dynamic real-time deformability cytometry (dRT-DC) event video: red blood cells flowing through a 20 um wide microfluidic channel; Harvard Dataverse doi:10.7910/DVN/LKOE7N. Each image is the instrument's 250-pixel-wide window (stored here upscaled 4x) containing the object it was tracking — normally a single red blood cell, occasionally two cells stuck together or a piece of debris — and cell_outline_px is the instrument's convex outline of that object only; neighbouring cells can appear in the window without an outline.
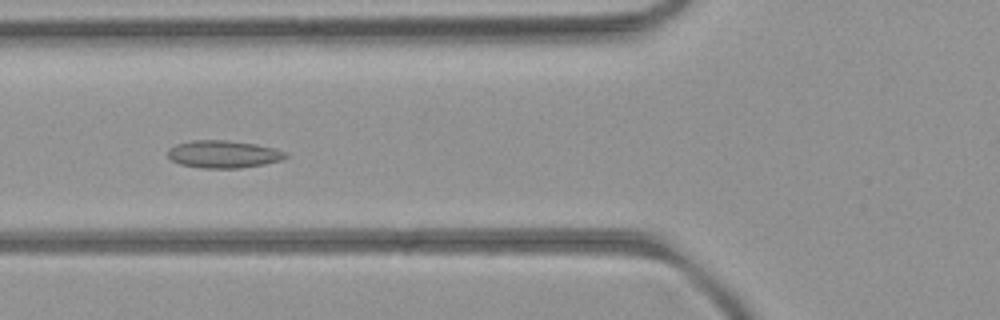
{"species": "common noctule bat (a hibernating species)", "species_latin": "Nyctalus noctula", "temperature_condition": "room temperature", "stored_images_in_passage": 43, "camera_frame_rate_fps": 3000, "um_per_image_px": 0.085, "animal": {"sex": "female", "body_mass_g": 21.9}, "frame": {"image": 1, "passage_image": 10, "time_ms": 3.0, "image_size_px": [1000, 320], "cell_outline_px": [[288, 156], [284, 160], [264, 164], [240, 168], [200, 168], [180, 164], [172, 160], [168, 156], [168, 148], [176, 144], [192, 140], [224, 140], [256, 144], [288, 152]], "centroid_in_image_um": [19.0, 13.11], "position_along_channel_um": 106.8, "area_um2": 18.96}}
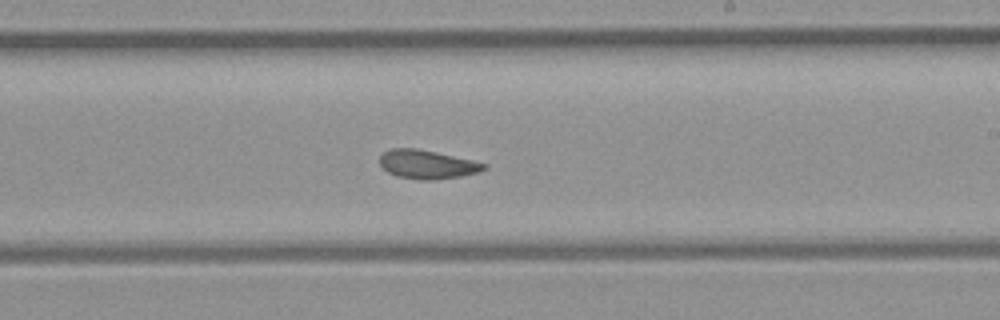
{"frame": {"image": 2, "passage_image": 21, "time_ms": 6.667, "image_size_px": [1000, 320], "cell_outline_px": [[488, 168], [480, 172], [460, 176], [436, 180], [420, 180], [396, 176], [388, 172], [380, 164], [380, 156], [384, 152], [392, 148], [416, 148], [436, 152], [472, 160], [488, 164]], "centroid_in_image_um": [36.33, 13.98], "position_along_channel_um": 252.7, "area_um2": 17.51}}
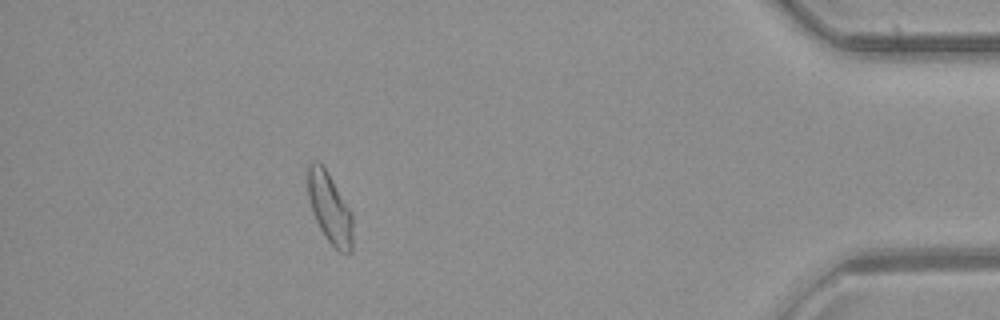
{"frame": {"image": 3, "passage_image": 37, "time_ms": 12.0, "image_size_px": [1000, 320], "cell_outline_px": [[352, 252], [340, 252], [328, 240], [320, 228], [312, 212], [308, 196], [308, 164], [312, 160], [316, 160], [324, 168], [332, 180], [352, 212]], "centroid_in_image_um": [28.02, 17.69], "position_along_channel_um": 407.2, "area_um2": 18.15}, "authors_computed_cell_mechanics": {"area_um2": 18.0914, "velocity_mm_per_s": 3.9673, "shape_relaxation_time_tau1_ms": null, "shape_relaxation_time_tau2_ms": 3.458, "deformation_change_tau1": null, "deformation_change_tau2": 0.0816}}